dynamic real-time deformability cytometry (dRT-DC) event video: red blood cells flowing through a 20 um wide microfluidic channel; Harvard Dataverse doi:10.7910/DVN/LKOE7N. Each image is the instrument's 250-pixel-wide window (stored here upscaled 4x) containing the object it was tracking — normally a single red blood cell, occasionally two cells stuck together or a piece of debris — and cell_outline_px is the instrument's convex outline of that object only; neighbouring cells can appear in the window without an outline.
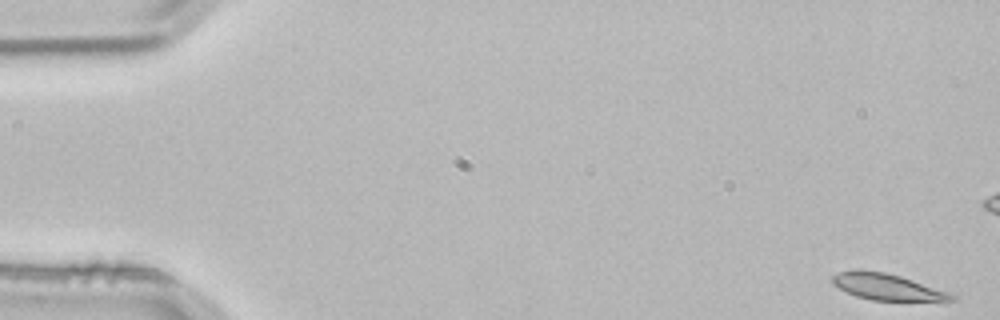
{"species": "common noctule bat (a hibernating species)", "species_latin": "Nyctalus noctula", "temperature_condition": "room temperature", "stored_images_in_passage": 4, "camera_frame_rate_fps": 3000, "um_per_image_px": 0.085, "animal": {"sex": "male", "body_mass_g": 21.5, "forearm_length_mm": 52.0}, "frame": {"image": 1, "passage_image": 1, "time_ms": 0.0, "image_size_px": [1000, 320], "cell_outline_px": [[956, 300], [872, 300], [856, 296], [832, 284], [832, 276], [840, 272], [856, 268], [860, 268], [884, 272], [900, 276], [948, 292], [956, 296]], "centroid_in_image_um": [75.33, 24.36], "position_along_channel_um": 9.7, "area_um2": 18.03}}